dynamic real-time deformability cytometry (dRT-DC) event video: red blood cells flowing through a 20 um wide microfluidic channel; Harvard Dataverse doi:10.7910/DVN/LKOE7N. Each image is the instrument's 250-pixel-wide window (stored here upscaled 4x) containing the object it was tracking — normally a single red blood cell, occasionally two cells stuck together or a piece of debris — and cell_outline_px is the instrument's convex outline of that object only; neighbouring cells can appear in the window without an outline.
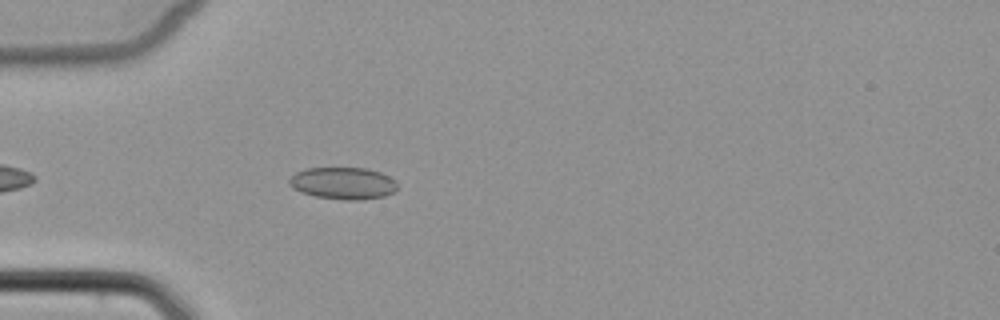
{"species": "common noctule bat (a hibernating species)", "species_latin": "Nyctalus noctula", "temperature_condition": "cold", "stored_images_in_passage": 1, "camera_frame_rate_fps": 3000, "um_per_image_px": 0.085, "animal": {"sex": "female", "body_mass_g": 22.7, "forearm_length_mm": 54.2}, "frame": {"image": 1, "passage_image": 1, "time_ms": 0.0, "image_size_px": [1000, 320], "cell_outline_px": [[396, 192], [384, 196], [360, 200], [344, 200], [316, 196], [300, 192], [292, 188], [288, 184], [288, 180], [296, 172], [304, 168], [364, 168], [380, 172], [396, 180]], "centroid_in_image_um": [29.15, 15.58], "position_along_channel_um": 55.9, "area_um2": 20.29}}